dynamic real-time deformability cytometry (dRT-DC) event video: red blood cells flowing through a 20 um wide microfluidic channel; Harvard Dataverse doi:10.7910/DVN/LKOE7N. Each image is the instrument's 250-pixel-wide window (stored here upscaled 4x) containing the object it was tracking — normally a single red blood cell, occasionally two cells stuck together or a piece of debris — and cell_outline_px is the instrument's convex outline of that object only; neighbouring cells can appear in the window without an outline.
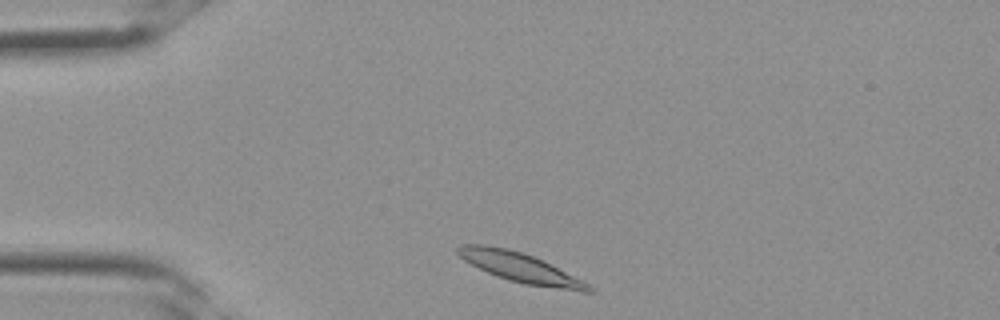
{"species": "Egyptian fruit bat (a non-hibernating species)", "species_latin": "Rousettus aegyptiacus", "temperature_condition": "room temperature", "stored_images_in_passage": 23, "camera_frame_rate_fps": 3000, "um_per_image_px": 0.085, "frame": {"image": 1, "passage_image": 1, "time_ms": 0.0, "image_size_px": [1000, 320], "cell_outline_px": [[596, 292], [580, 292], [524, 284], [508, 280], [496, 276], [464, 260], [456, 252], [456, 248], [460, 244], [484, 244], [508, 248], [532, 256], [596, 288]], "centroid_in_image_um": [44.19, 22.75], "position_along_channel_um": 40.8, "area_um2": 22.2}}
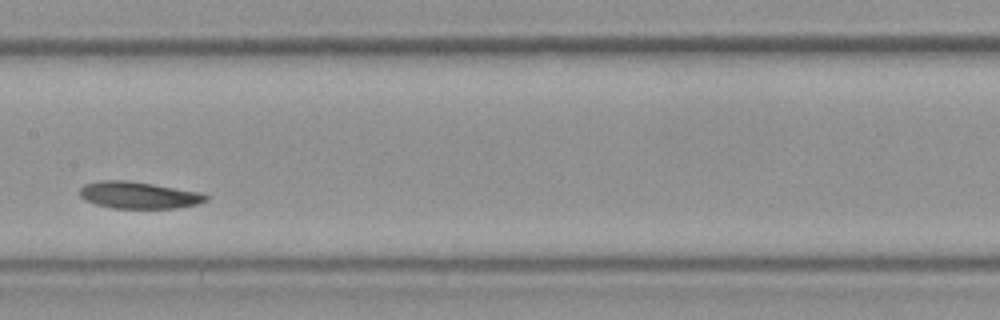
{"frame": {"image": 2, "passage_image": 11, "time_ms": 3.333, "image_size_px": [1000, 320], "cell_outline_px": [[208, 200], [196, 204], [176, 208], [112, 208], [96, 204], [84, 200], [80, 196], [80, 188], [84, 184], [100, 180], [128, 180], [204, 192], [208, 196]], "centroid_in_image_um": [11.8, 16.58], "position_along_channel_um": 195.6, "area_um2": 19.94}}
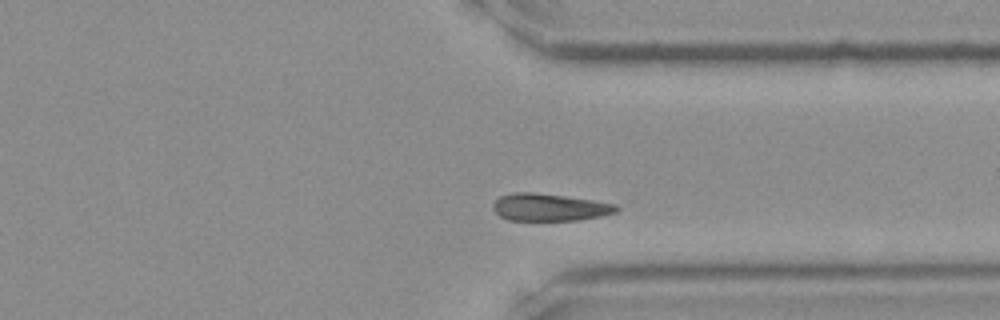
{"frame": {"image": 3, "passage_image": 20, "time_ms": 6.333, "image_size_px": [1000, 320], "cell_outline_px": [[620, 208], [616, 212], [600, 216], [580, 220], [508, 220], [500, 216], [492, 208], [492, 204], [500, 196], [512, 192], [532, 192], [564, 196], [592, 200], [616, 204]], "centroid_in_image_um": [46.69, 17.62], "position_along_channel_um": 364.7, "area_um2": 19.59}}